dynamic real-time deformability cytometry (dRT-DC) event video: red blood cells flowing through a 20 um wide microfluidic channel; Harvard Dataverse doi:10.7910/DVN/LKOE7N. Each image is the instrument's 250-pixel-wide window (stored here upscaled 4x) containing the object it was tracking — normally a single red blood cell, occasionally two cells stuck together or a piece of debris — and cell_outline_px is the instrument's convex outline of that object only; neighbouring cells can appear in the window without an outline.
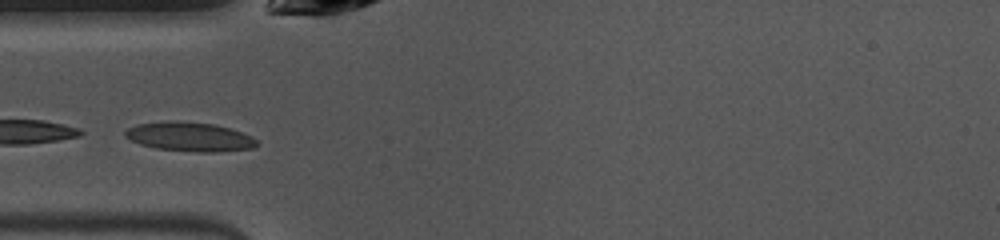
{"species": "common noctule bat (a hibernating species)", "species_latin": "Nyctalus noctula", "temperature_condition": "warm", "stored_images_in_passage": 11, "camera_frame_rate_fps": 3000, "um_per_image_px": 0.085, "animal": {"sex": "female", "body_mass_g": 10.0, "forearm_length_mm": 53.1}, "frame": {"image": 1, "passage_image": 4, "time_ms": 1.0, "image_size_px": [1000, 240], "cell_outline_px": [[256, 144], [252, 148], [216, 152], [196, 152], [156, 148], [140, 144], [124, 136], [124, 132], [128, 128], [136, 124], [168, 120], [176, 120], [216, 124], [252, 136], [256, 140]], "centroid_in_image_um": [16.08, 11.61], "position_along_channel_um": 68.9, "area_um2": 22.37}}
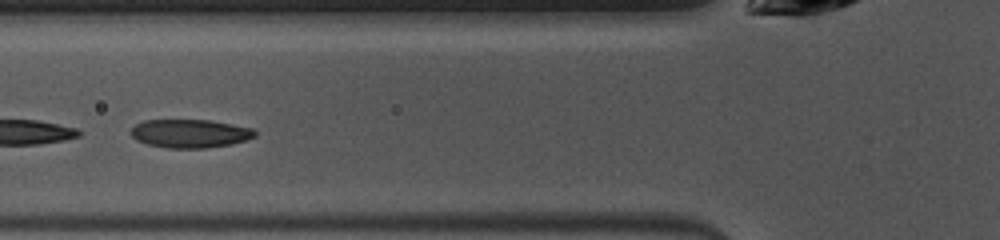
{"frame": {"image": 2, "passage_image": 7, "time_ms": 2.0, "image_size_px": [1000, 240], "cell_outline_px": [[256, 136], [232, 144], [204, 148], [168, 148], [148, 144], [136, 140], [132, 136], [132, 128], [136, 124], [144, 120], [208, 120], [232, 124], [252, 128], [256, 132]], "centroid_in_image_um": [16.15, 11.35], "position_along_channel_um": 109.6, "area_um2": 20.4}}